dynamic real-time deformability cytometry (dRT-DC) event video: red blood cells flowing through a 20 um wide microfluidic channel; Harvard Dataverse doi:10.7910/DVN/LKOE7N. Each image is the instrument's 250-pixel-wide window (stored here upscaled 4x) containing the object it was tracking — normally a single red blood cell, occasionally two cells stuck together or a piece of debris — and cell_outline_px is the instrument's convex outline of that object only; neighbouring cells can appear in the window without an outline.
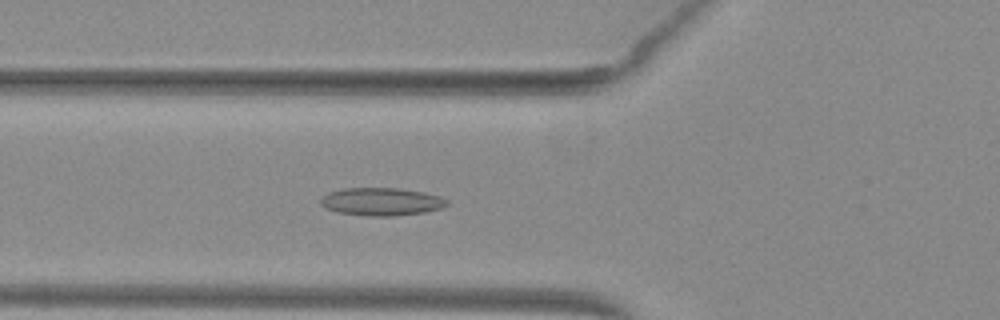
{"species": "common noctule bat (a hibernating species)", "species_latin": "Nyctalus noctula", "temperature_condition": "warm", "stored_images_in_passage": 52, "camera_frame_rate_fps": 3000, "um_per_image_px": 0.085, "animal": {"sex": "female", "body_mass_g": 29.2, "forearm_length_mm": 56.3}, "frame": {"image": 1, "passage_image": 20, "time_ms": 6.333, "image_size_px": [1000, 320], "cell_outline_px": [[448, 204], [440, 208], [424, 212], [392, 216], [368, 216], [336, 212], [320, 204], [320, 200], [328, 192], [344, 188], [400, 188], [424, 192], [440, 196], [448, 200]], "centroid_in_image_um": [32.42, 17.13], "position_along_channel_um": 93.4, "area_um2": 20.46}}
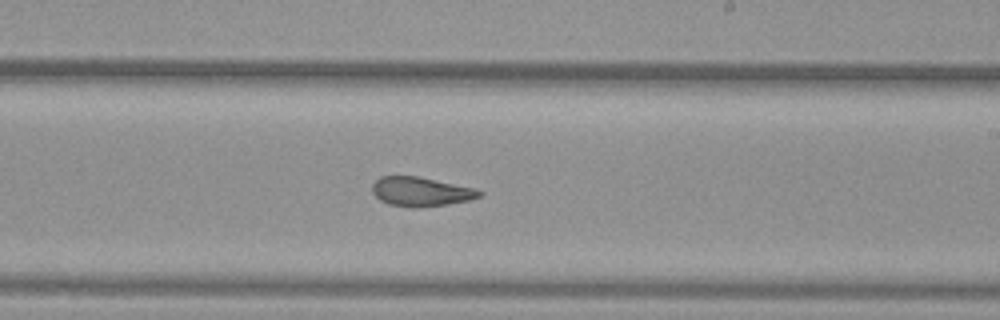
{"frame": {"image": 2, "passage_image": 32, "time_ms": 10.333, "image_size_px": [1000, 320], "cell_outline_px": [[484, 192], [480, 196], [468, 200], [448, 204], [416, 208], [408, 208], [388, 204], [380, 200], [372, 192], [372, 184], [380, 176], [416, 176], [472, 188]], "centroid_in_image_um": [35.71, 16.3], "position_along_channel_um": 253.3, "area_um2": 18.09}}
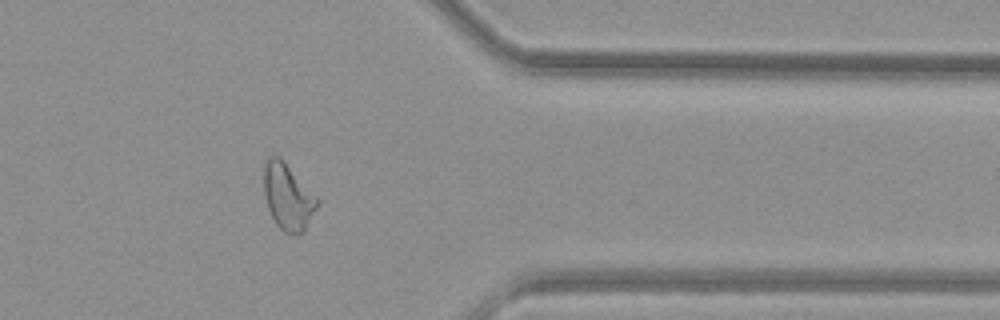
{"frame": {"image": 3, "passage_image": 43, "time_ms": 14.0, "image_size_px": [1000, 320], "cell_outline_px": [[320, 200], [304, 232], [300, 236], [284, 232], [276, 224], [268, 208], [264, 196], [264, 168], [268, 156], [280, 156], [284, 160]], "centroid_in_image_um": [24.47, 16.73], "position_along_channel_um": 386.9, "area_um2": 20.69}, "authors_computed_cell_mechanics": {"area_um2": 20.7791, "velocity_mm_per_s": 3.9939, "shape_relaxation_time_tau1_ms": null, "shape_relaxation_time_tau2_ms": 1.9066, "deformation_change_tau1": null, "deformation_change_tau2": 0.0908}}